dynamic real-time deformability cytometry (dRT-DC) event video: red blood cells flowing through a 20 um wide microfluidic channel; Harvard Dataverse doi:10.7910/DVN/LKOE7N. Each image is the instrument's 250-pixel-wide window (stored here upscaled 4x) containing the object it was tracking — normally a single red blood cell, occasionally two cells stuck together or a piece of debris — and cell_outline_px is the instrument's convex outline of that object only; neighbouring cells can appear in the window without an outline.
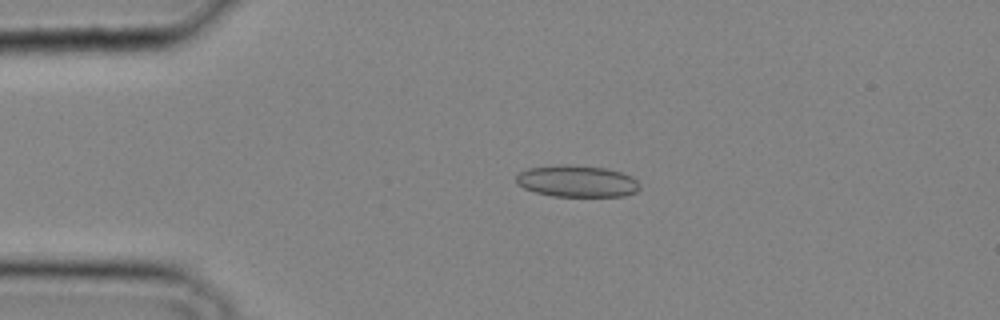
{"species": "common noctule bat (a hibernating species)", "species_latin": "Nyctalus noctula", "temperature_condition": "cold", "stored_images_in_passage": 35, "camera_frame_rate_fps": 3000, "um_per_image_px": 0.085, "animal": {"sex": "male", "body_mass_g": 20.4}, "frame": {"image": 1, "passage_image": 8, "time_ms": 2.333, "image_size_px": [1000, 320], "cell_outline_px": [[640, 188], [636, 192], [624, 196], [552, 196], [536, 192], [524, 188], [516, 184], [516, 176], [520, 172], [528, 168], [560, 164], [568, 164], [604, 168], [620, 172], [632, 176], [640, 184]], "centroid_in_image_um": [49.04, 15.4], "position_along_channel_um": 36.0, "area_um2": 22.89}}
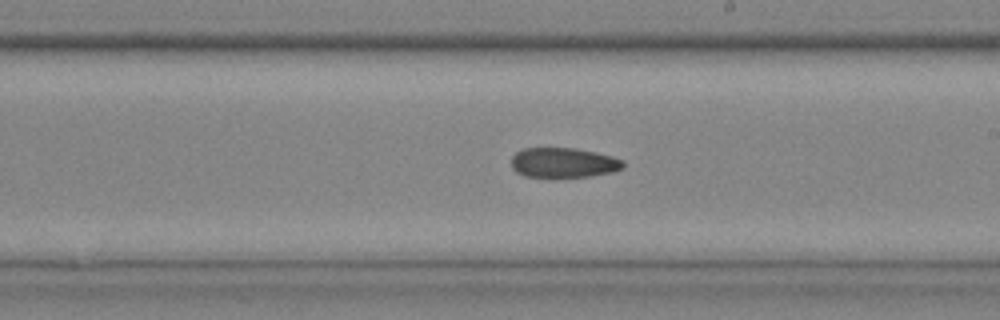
{"frame": {"image": 2, "passage_image": 21, "time_ms": 6.667, "image_size_px": [1000, 320], "cell_outline_px": [[624, 168], [612, 172], [592, 176], [524, 176], [516, 172], [512, 168], [512, 156], [516, 152], [524, 148], [576, 148], [596, 152], [612, 156], [624, 160]], "centroid_in_image_um": [47.92, 13.81], "position_along_channel_um": 241.1, "area_um2": 19.42}}
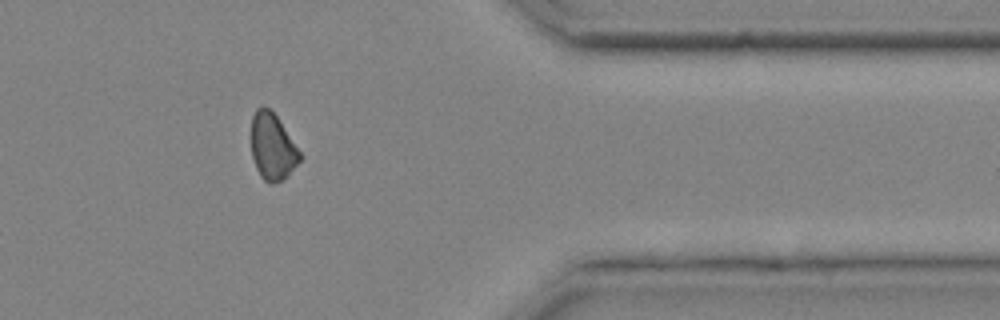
{"frame": {"image": 3, "passage_image": 30, "time_ms": 9.667, "image_size_px": [1000, 320], "cell_outline_px": [[304, 156], [288, 176], [272, 184], [268, 184], [260, 176], [256, 168], [252, 156], [252, 116], [256, 108], [268, 108], [276, 116]], "centroid_in_image_um": [23.18, 12.52], "position_along_channel_um": 388.2, "area_um2": 18.79}}